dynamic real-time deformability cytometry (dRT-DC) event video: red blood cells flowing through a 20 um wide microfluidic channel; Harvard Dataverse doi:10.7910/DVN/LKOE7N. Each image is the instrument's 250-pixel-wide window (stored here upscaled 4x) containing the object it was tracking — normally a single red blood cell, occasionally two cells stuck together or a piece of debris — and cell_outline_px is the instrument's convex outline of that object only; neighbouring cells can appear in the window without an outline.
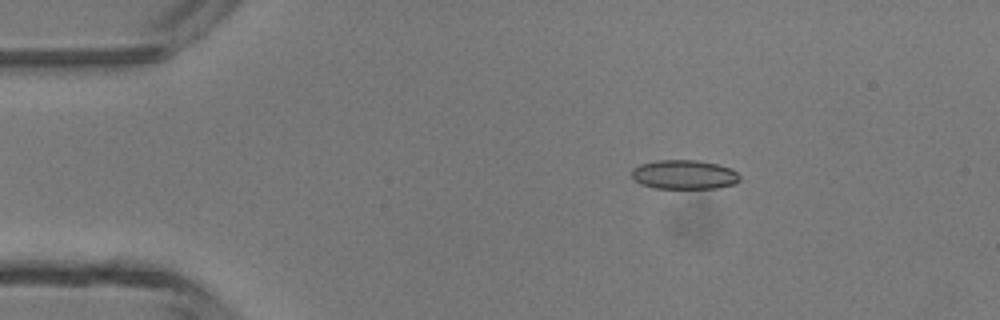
{"species": "common noctule bat (a hibernating species)", "species_latin": "Nyctalus noctula", "temperature_condition": "room temperature", "stored_images_in_passage": 40, "camera_frame_rate_fps": 3000, "um_per_image_px": 0.085, "animal": {"sex": "male", "body_mass_g": 13.3}, "frame": {"image": 1, "passage_image": 1, "time_ms": 0.0, "image_size_px": [1000, 320], "cell_outline_px": [[740, 180], [732, 184], [716, 188], [652, 188], [640, 184], [632, 176], [632, 168], [640, 164], [656, 160], [696, 160], [716, 164], [732, 168], [740, 176]], "centroid_in_image_um": [58.13, 14.84], "position_along_channel_um": 26.9, "area_um2": 18.38}}
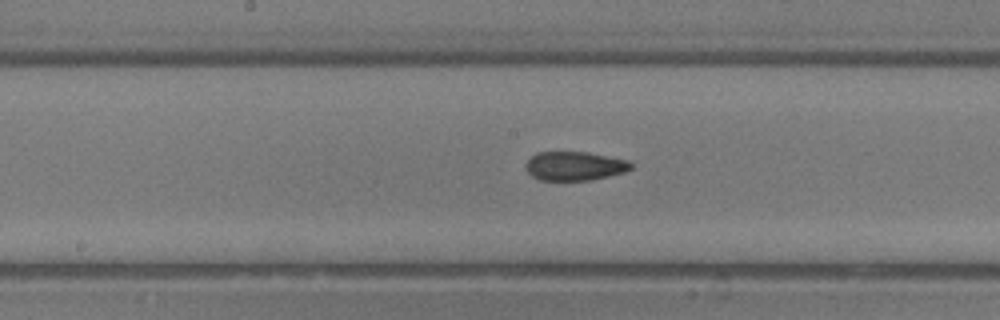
{"frame": {"image": 2, "passage_image": 17, "time_ms": 5.333, "image_size_px": [1000, 320], "cell_outline_px": [[632, 168], [624, 172], [592, 180], [540, 180], [532, 176], [524, 168], [524, 164], [536, 152], [588, 152], [628, 160], [632, 164]], "centroid_in_image_um": [48.82, 14.11], "position_along_channel_um": 199.4, "area_um2": 17.8}}
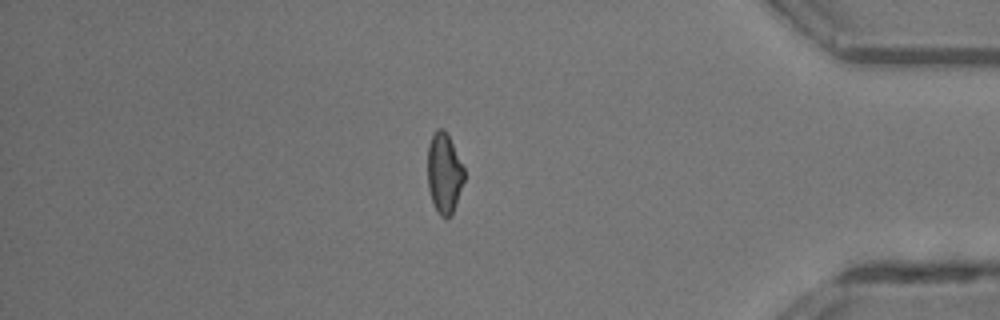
{"frame": {"image": 3, "passage_image": 33, "time_ms": 10.667, "image_size_px": [1000, 320], "cell_outline_px": [[464, 180], [452, 216], [440, 216], [432, 200], [428, 188], [428, 144], [436, 128], [444, 128], [464, 168]], "centroid_in_image_um": [37.75, 14.71], "position_along_channel_um": 397.5, "area_um2": 16.88}, "authors_computed_cell_mechanics": {"area_um2": 18.0914, "velocity_mm_per_s": 4.3948, "shape_relaxation_time_tau1_ms": null, "shape_relaxation_time_tau2_ms": 1.4227, "deformation_change_tau1": null, "deformation_change_tau2": 0.072}}